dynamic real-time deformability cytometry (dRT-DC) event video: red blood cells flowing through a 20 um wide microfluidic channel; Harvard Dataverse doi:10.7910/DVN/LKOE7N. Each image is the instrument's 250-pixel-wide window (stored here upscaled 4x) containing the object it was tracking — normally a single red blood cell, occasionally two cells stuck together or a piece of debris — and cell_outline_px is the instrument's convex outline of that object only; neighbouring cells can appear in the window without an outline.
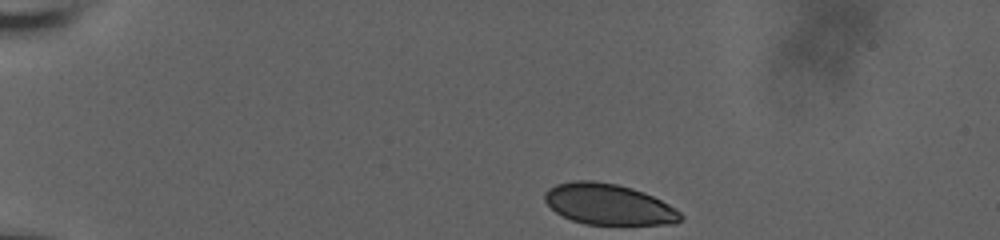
{"species": "human", "species_latin": "Homo sapiens", "temperature_condition": "room temperature", "stored_images_in_passage": 41, "camera_frame_rate_fps": 3000, "um_per_image_px": 0.085, "donor": {"sex": "male"}, "frame": {"image": 1, "passage_image": 1, "time_ms": 0.0, "image_size_px": [1000, 240], "cell_outline_px": [[684, 216], [680, 220], [672, 224], [584, 224], [572, 220], [556, 212], [544, 200], [544, 192], [548, 188], [556, 184], [572, 180], [596, 180], [616, 184], [632, 188], [644, 192], [676, 208]], "centroid_in_image_um": [51.71, 17.35], "position_along_channel_um": 33.3, "area_um2": 32.37}}
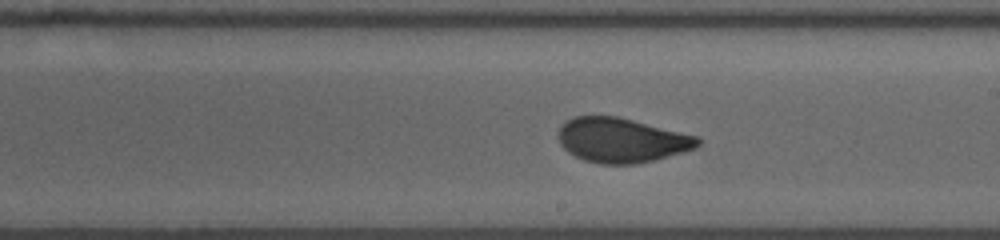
{"frame": {"image": 2, "passage_image": 24, "time_ms": 7.667, "image_size_px": [1000, 240], "cell_outline_px": [[700, 144], [696, 148], [684, 152], [636, 164], [600, 164], [584, 160], [568, 152], [560, 144], [556, 136], [556, 132], [564, 120], [576, 116], [616, 116], [700, 136]], "centroid_in_image_um": [52.81, 11.91], "position_along_channel_um": 236.2, "area_um2": 36.53}}
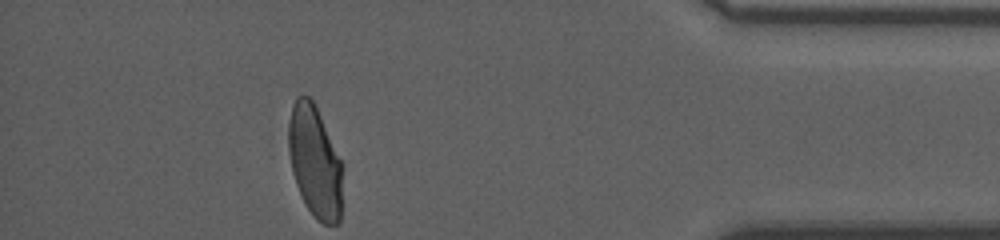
{"frame": {"image": 3, "passage_image": 41, "time_ms": 13.333, "image_size_px": [1000, 240], "cell_outline_px": [[340, 220], [336, 224], [324, 224], [316, 220], [304, 204], [300, 196], [292, 172], [288, 148], [288, 124], [292, 104], [296, 96], [308, 96], [312, 100], [320, 116], [340, 160]], "centroid_in_image_um": [26.7, 13.75], "position_along_channel_um": 408.5, "area_um2": 34.56}, "authors_computed_cell_mechanics": {"area_um2": 36.2406, "velocity_mm_per_s": 3.7247, "shape_relaxation_time_tau1_ms": 6.9606, "shape_relaxation_time_tau2_ms": null, "deformation_change_tau1": 0.1838, "deformation_change_tau2": null}}